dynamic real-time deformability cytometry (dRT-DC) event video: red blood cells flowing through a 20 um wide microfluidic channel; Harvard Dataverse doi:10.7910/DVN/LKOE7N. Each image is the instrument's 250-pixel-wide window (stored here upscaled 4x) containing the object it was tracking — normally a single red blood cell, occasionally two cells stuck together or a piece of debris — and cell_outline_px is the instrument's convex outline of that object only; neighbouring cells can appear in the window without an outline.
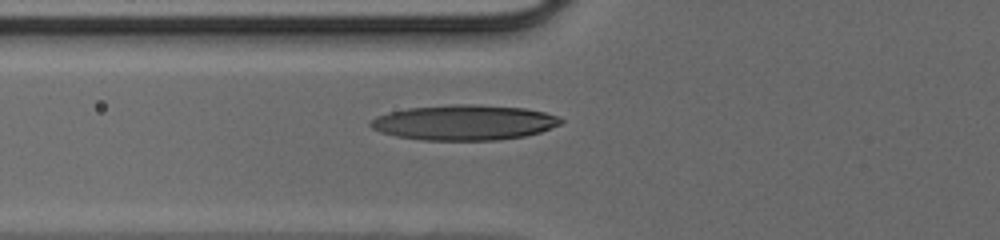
{"species": "human", "species_latin": "Homo sapiens", "temperature_condition": "cold", "stored_images_in_passage": 40, "camera_frame_rate_fps": 3000, "um_per_image_px": 0.085, "donor": {"sex": "male"}, "frame": {"image": 1, "passage_image": 11, "time_ms": 3.333, "image_size_px": [1000, 240], "cell_outline_px": [[564, 120], [560, 124], [540, 132], [524, 136], [496, 140], [420, 140], [396, 136], [380, 132], [372, 128], [368, 124], [376, 116], [388, 112], [408, 108], [452, 104], [476, 104], [524, 108], [544, 112], [560, 116]], "centroid_in_image_um": [39.44, 10.41], "position_along_channel_um": 86.4, "area_um2": 39.19}}
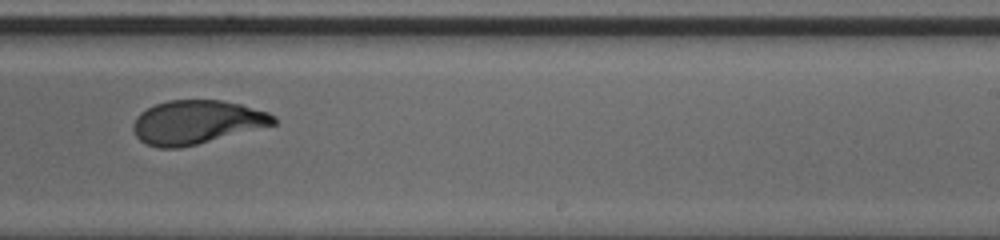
{"frame": {"image": 2, "passage_image": 24, "time_ms": 7.667, "image_size_px": [1000, 240], "cell_outline_px": [[276, 124], [180, 148], [160, 148], [148, 144], [140, 140], [136, 136], [132, 128], [132, 124], [136, 116], [140, 112], [156, 104], [168, 100], [220, 100], [240, 104], [268, 112], [276, 116]], "centroid_in_image_um": [16.69, 10.38], "position_along_channel_um": 272.3, "area_um2": 35.55}}
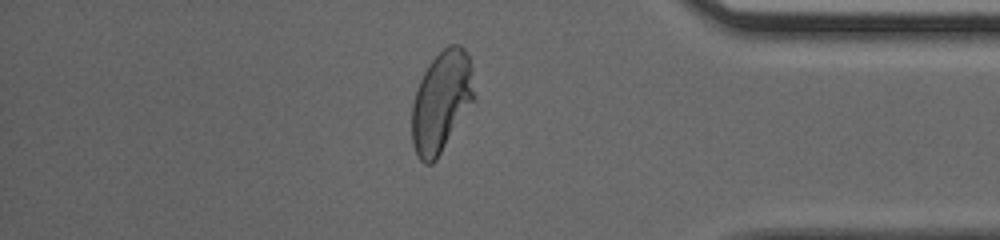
{"frame": {"image": 3, "passage_image": 34, "time_ms": 11.0, "image_size_px": [1000, 240], "cell_outline_px": [[476, 100], [436, 160], [432, 164], [424, 164], [420, 160], [412, 144], [412, 104], [416, 88], [424, 72], [432, 60], [448, 44], [460, 44], [464, 48], [468, 56], [472, 68], [476, 96]], "centroid_in_image_um": [37.55, 8.64], "position_along_channel_um": 397.7, "area_um2": 37.17}}